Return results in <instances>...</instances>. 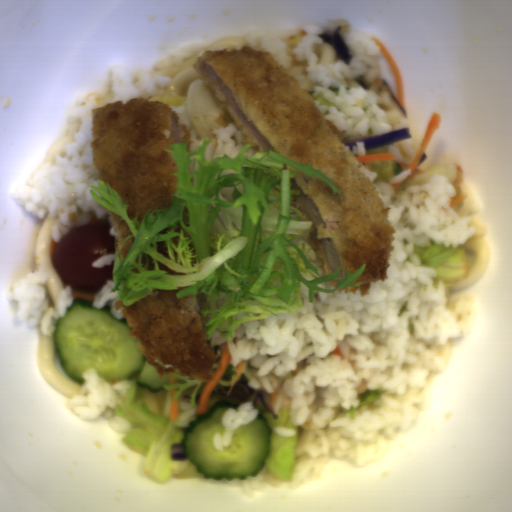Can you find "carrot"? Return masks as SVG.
I'll return each mask as SVG.
<instances>
[{
	"label": "carrot",
	"mask_w": 512,
	"mask_h": 512,
	"mask_svg": "<svg viewBox=\"0 0 512 512\" xmlns=\"http://www.w3.org/2000/svg\"><path fill=\"white\" fill-rule=\"evenodd\" d=\"M243 368H244V360L237 363V369H236L237 376L231 381V383L229 385L230 388L235 386L237 384V382L240 380Z\"/></svg>",
	"instance_id": "7"
},
{
	"label": "carrot",
	"mask_w": 512,
	"mask_h": 512,
	"mask_svg": "<svg viewBox=\"0 0 512 512\" xmlns=\"http://www.w3.org/2000/svg\"><path fill=\"white\" fill-rule=\"evenodd\" d=\"M230 351L228 344L226 345L225 349L223 350L222 354L219 356V361L213 371V378L212 381H206L201 396H200V402H199V410L198 414L200 416H205L208 414V402L211 398V393L214 389L217 388L221 378L223 377L225 371L227 370L229 364H230Z\"/></svg>",
	"instance_id": "2"
},
{
	"label": "carrot",
	"mask_w": 512,
	"mask_h": 512,
	"mask_svg": "<svg viewBox=\"0 0 512 512\" xmlns=\"http://www.w3.org/2000/svg\"><path fill=\"white\" fill-rule=\"evenodd\" d=\"M464 178V170H463V166L461 165H457L456 166V175H455V179L454 181L451 183L452 186L455 188V190L457 191V194L454 198L451 199L450 201V206L451 208L452 207H455V206H458L460 205L461 203H463L464 201H466V194H463L461 189H460V185H461V182Z\"/></svg>",
	"instance_id": "4"
},
{
	"label": "carrot",
	"mask_w": 512,
	"mask_h": 512,
	"mask_svg": "<svg viewBox=\"0 0 512 512\" xmlns=\"http://www.w3.org/2000/svg\"><path fill=\"white\" fill-rule=\"evenodd\" d=\"M180 389L172 390L171 392V400L169 406L168 417L171 422L176 423V419L179 418V402L175 396L179 392Z\"/></svg>",
	"instance_id": "6"
},
{
	"label": "carrot",
	"mask_w": 512,
	"mask_h": 512,
	"mask_svg": "<svg viewBox=\"0 0 512 512\" xmlns=\"http://www.w3.org/2000/svg\"><path fill=\"white\" fill-rule=\"evenodd\" d=\"M373 42L381 48V54L383 58L385 59L390 72L392 74V77L395 81V90H396V100L397 102L405 107V89H404V83H403V77L402 73L393 57L391 52L388 50V48L385 46V44L382 42L380 38L377 37H371Z\"/></svg>",
	"instance_id": "3"
},
{
	"label": "carrot",
	"mask_w": 512,
	"mask_h": 512,
	"mask_svg": "<svg viewBox=\"0 0 512 512\" xmlns=\"http://www.w3.org/2000/svg\"><path fill=\"white\" fill-rule=\"evenodd\" d=\"M360 164L370 170L373 162L383 160H394L395 156L390 153H365L364 155H354Z\"/></svg>",
	"instance_id": "5"
},
{
	"label": "carrot",
	"mask_w": 512,
	"mask_h": 512,
	"mask_svg": "<svg viewBox=\"0 0 512 512\" xmlns=\"http://www.w3.org/2000/svg\"><path fill=\"white\" fill-rule=\"evenodd\" d=\"M440 125H441L440 114L438 112L431 113L430 121L425 130V133L423 135V138L420 142V145L418 147V150L415 154L413 161L410 163H404L403 161L397 162L402 168H406L407 171L412 170V174L398 183H392V187H393L394 191L396 189H398L399 187H401L409 178L422 173V171L418 167V165H419L423 155L425 154L430 142L432 141L436 131L440 127Z\"/></svg>",
	"instance_id": "1"
}]
</instances>
